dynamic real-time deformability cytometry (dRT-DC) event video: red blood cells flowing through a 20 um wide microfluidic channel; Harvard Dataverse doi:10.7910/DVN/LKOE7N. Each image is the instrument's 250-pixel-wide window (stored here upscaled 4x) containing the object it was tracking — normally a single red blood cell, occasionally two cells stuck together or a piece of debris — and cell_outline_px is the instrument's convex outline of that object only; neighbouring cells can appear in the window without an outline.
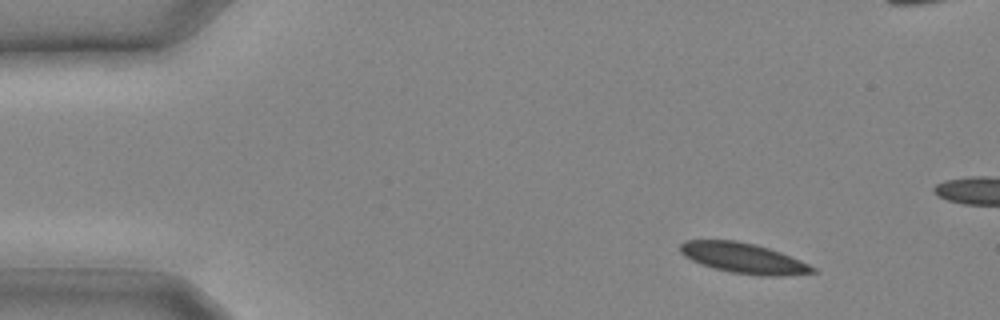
{"species": "common noctule bat (a hibernating species)", "species_latin": "Nyctalus noctula", "temperature_condition": "cold", "stored_images_in_passage": 13, "camera_frame_rate_fps": 3000, "um_per_image_px": 0.085, "animal": {"sex": "male", "body_mass_g": 20.4}, "frame": {"image": 1, "passage_image": 3, "time_ms": 0.667, "image_size_px": [1000, 320], "cell_outline_px": [[816, 272], [780, 276], [760, 276], [732, 272], [712, 268], [692, 260], [684, 256], [680, 252], [680, 244], [684, 240], [736, 240], [756, 244], [780, 252], [800, 260], [816, 268]], "centroid_in_image_um": [63.18, 21.93], "position_along_channel_um": 21.8, "area_um2": 23.35}}
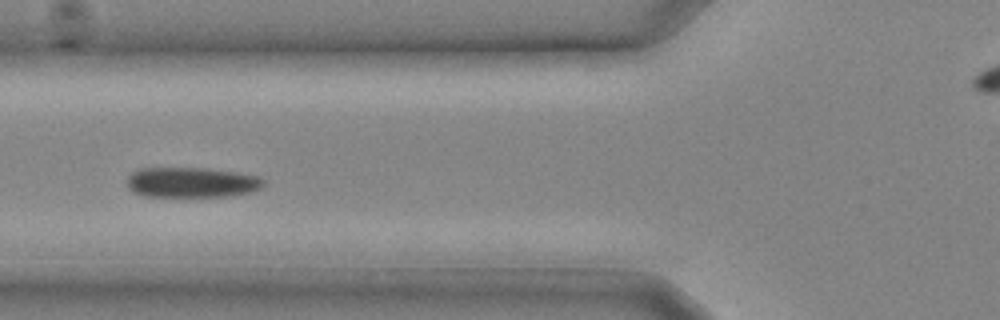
{"frame": {"image": 2, "passage_image": 10, "time_ms": 3.0, "image_size_px": [1000, 320], "cell_outline_px": [[264, 184], [260, 188], [248, 192], [228, 196], [144, 196], [132, 192], [128, 188], [128, 176], [132, 172], [140, 168], [208, 168], [236, 172], [260, 176], [264, 180]], "centroid_in_image_um": [16.27, 15.49], "position_along_channel_um": 109.5, "area_um2": 24.04}}
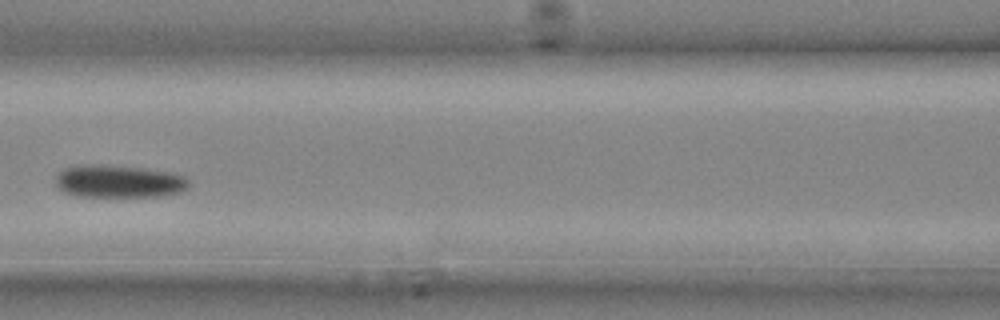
{"frame": {"image": 3, "passage_image": 12, "time_ms": 3.667, "image_size_px": [1000, 320], "cell_outline_px": [[188, 184], [180, 192], [156, 196], [76, 196], [64, 192], [56, 184], [56, 176], [64, 168], [80, 164], [104, 164], [144, 168], [172, 172], [184, 176], [188, 180]], "centroid_in_image_um": [10.06, 15.39], "position_along_channel_um": 156.5, "area_um2": 25.32}}